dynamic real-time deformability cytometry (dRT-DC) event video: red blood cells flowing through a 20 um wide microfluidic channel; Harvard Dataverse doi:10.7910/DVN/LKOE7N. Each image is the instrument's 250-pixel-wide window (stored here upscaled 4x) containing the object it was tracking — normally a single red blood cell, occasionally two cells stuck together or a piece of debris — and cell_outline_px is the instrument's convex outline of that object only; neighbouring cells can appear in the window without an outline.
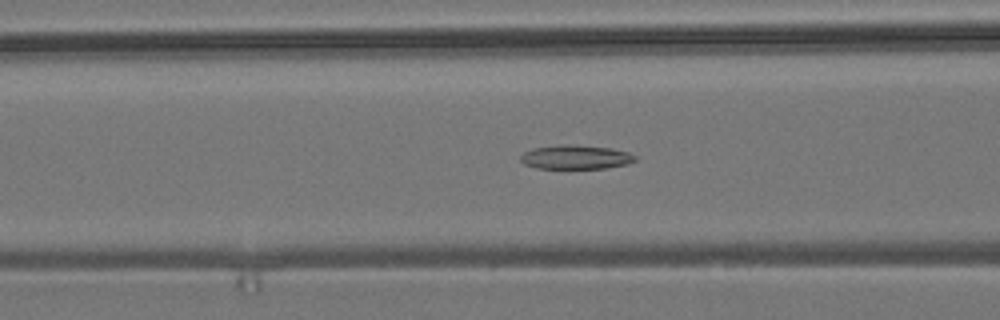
{"species": "common noctule bat (a hibernating species)", "species_latin": "Nyctalus noctula", "temperature_condition": "room temperature", "stored_images_in_passage": 41, "camera_frame_rate_fps": 3000, "um_per_image_px": 0.085, "animal": {"sex": "male", "body_mass_g": 19.2, "forearm_length_mm": 51.8}, "frame": {"image": 1, "passage_image": 15, "time_ms": 4.667, "image_size_px": [1000, 320], "cell_outline_px": [[636, 160], [628, 164], [604, 168], [536, 168], [524, 164], [520, 160], [520, 156], [524, 152], [532, 148], [560, 144], [568, 144], [612, 148], [628, 152], [636, 156]], "centroid_in_image_um": [48.92, 13.35], "position_along_channel_um": 117.7, "area_um2": 16.13}}
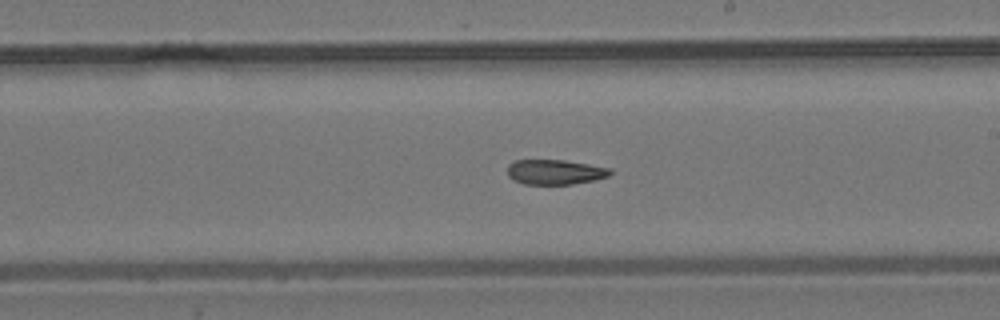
{"frame": {"image": 2, "passage_image": 25, "time_ms": 8.0, "image_size_px": [1000, 320], "cell_outline_px": [[612, 172], [608, 176], [592, 180], [572, 184], [524, 184], [512, 180], [508, 176], [508, 164], [516, 160], [564, 160], [612, 168]], "centroid_in_image_um": [47.16, 14.62], "position_along_channel_um": 241.8, "area_um2": 14.91}}
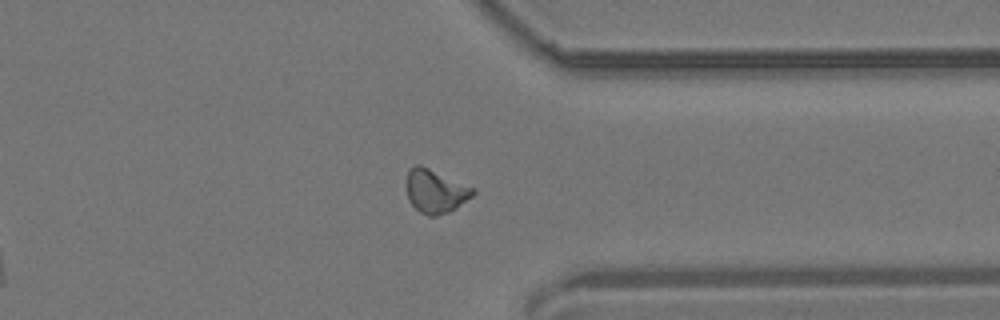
{"frame": {"image": 3, "passage_image": 36, "time_ms": 11.667, "image_size_px": [1000, 320], "cell_outline_px": [[476, 192], [472, 196], [456, 208], [448, 212], [436, 216], [428, 216], [420, 212], [408, 200], [408, 172], [416, 164], [420, 164], [476, 188]], "centroid_in_image_um": [37.05, 16.25], "position_along_channel_um": 374.3, "area_um2": 16.7}, "authors_computed_cell_mechanics": {"area_um2": 16.1262, "velocity_mm_per_s": 3.7255, "shape_relaxation_time_tau1_ms": null, "shape_relaxation_time_tau2_ms": 4.1102, "deformation_change_tau1": null, "deformation_change_tau2": 0.1057}}